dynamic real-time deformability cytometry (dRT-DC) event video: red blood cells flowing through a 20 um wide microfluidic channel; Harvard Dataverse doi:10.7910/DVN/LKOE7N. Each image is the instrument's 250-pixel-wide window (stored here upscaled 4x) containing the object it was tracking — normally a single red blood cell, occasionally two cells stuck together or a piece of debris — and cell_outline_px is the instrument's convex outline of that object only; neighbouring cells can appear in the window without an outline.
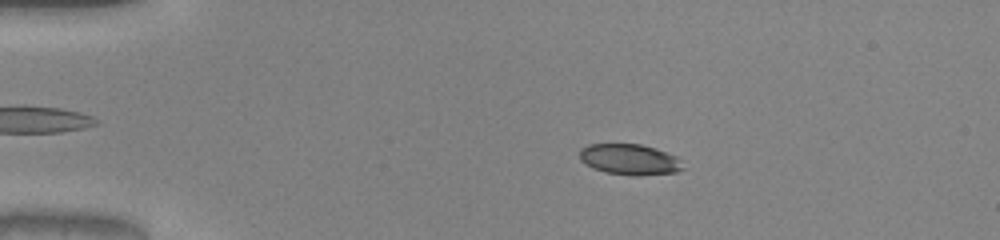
{"species": "common noctule bat (a hibernating species)", "species_latin": "Nyctalus noctula", "temperature_condition": "warm", "stored_images_in_passage": 44, "camera_frame_rate_fps": 3000, "um_per_image_px": 0.085, "animal": {"sex": "male", "body_mass_g": 20.0, "forearm_length_mm": 53.3}, "frame": {"image": 1, "passage_image": 10, "time_ms": 3.0, "image_size_px": [1000, 240], "cell_outline_px": [[684, 168], [676, 172], [604, 172], [592, 168], [580, 160], [580, 148], [588, 144], [640, 144], [656, 148], [676, 156], [680, 160]], "centroid_in_image_um": [53.46, 13.48], "position_along_channel_um": 31.5, "area_um2": 17.57}}
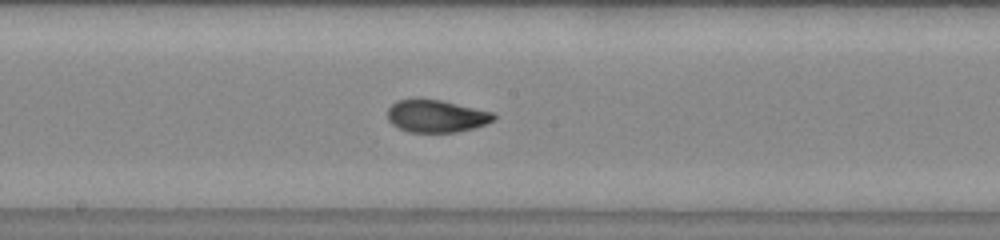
{"frame": {"image": 2, "passage_image": 28, "time_ms": 9.0, "image_size_px": [1000, 240], "cell_outline_px": [[496, 120], [472, 128], [456, 132], [408, 132], [392, 124], [388, 120], [388, 108], [396, 100], [440, 100], [492, 112], [496, 116]], "centroid_in_image_um": [37.08, 9.88], "position_along_channel_um": 211.1, "area_um2": 19.71}}
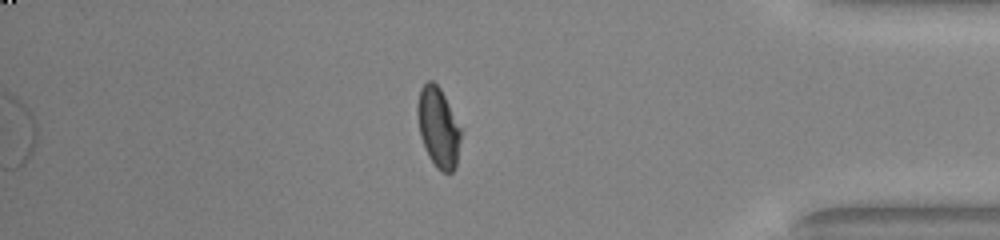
{"frame": {"image": 3, "passage_image": 44, "time_ms": 14.333, "image_size_px": [1000, 240], "cell_outline_px": [[460, 140], [456, 168], [452, 172], [440, 172], [436, 168], [428, 156], [420, 136], [416, 116], [416, 104], [420, 88], [428, 80], [432, 80], [440, 88], [460, 128]], "centroid_in_image_um": [37.21, 10.84], "position_along_channel_um": 398.0, "area_um2": 20.23}, "authors_computed_cell_mechanics": {"area_um2": 20.23, "velocity_mm_per_s": 4.052, "shape_relaxation_time_tau1_ms": 7.7412, "shape_relaxation_time_tau2_ms": 1.182, "deformation_change_tau1": 0.2535, "deformation_change_tau2": 0.0648}}